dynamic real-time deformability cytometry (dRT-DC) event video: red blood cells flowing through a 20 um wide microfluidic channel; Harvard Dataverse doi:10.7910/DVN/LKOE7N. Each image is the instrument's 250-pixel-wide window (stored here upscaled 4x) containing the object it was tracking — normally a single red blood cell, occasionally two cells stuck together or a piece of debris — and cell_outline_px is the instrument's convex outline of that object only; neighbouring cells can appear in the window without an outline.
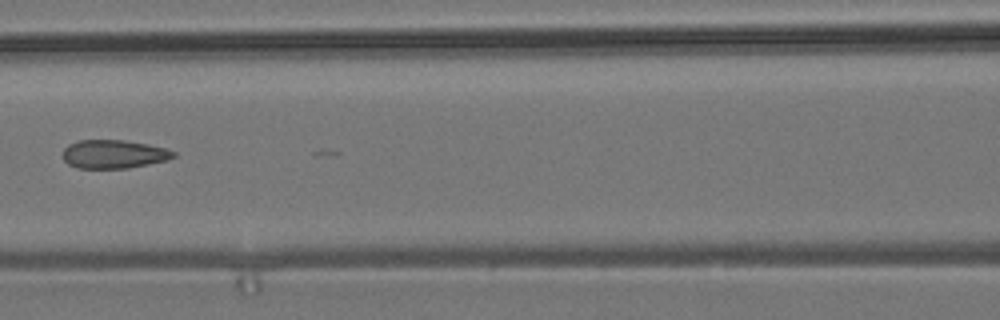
{"species": "common noctule bat (a hibernating species)", "species_latin": "Nyctalus noctula", "temperature_condition": "room temperature", "stored_images_in_passage": 7, "camera_frame_rate_fps": 3000, "um_per_image_px": 0.085, "animal": {"sex": "male", "body_mass_g": 19.2, "forearm_length_mm": 51.8}, "frame": {"image": 1, "passage_image": 6, "time_ms": 7.0, "image_size_px": [1000, 320], "cell_outline_px": [[176, 156], [168, 160], [128, 168], [76, 168], [68, 164], [64, 160], [64, 148], [68, 144], [80, 140], [124, 140], [148, 144], [164, 148], [176, 152]], "centroid_in_image_um": [9.67, 13.1], "position_along_channel_um": 156.9, "area_um2": 18.38}}